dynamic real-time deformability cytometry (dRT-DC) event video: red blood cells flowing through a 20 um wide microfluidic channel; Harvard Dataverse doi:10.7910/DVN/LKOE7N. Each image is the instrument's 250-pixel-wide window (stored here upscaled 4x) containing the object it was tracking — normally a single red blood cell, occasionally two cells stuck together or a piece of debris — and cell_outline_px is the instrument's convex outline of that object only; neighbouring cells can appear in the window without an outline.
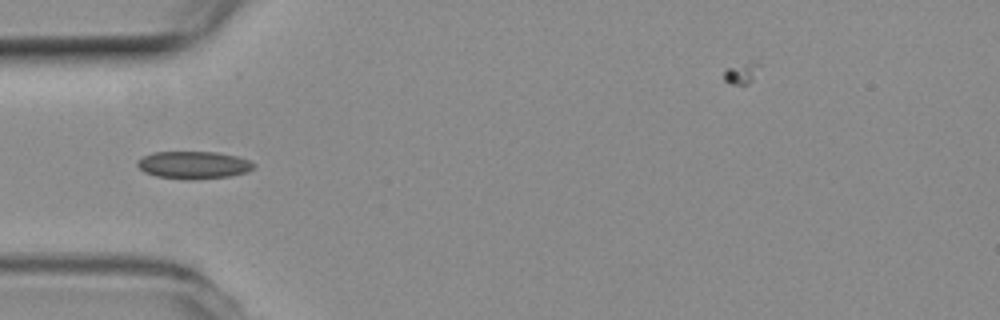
{"species": "common noctule bat (a hibernating species)", "species_latin": "Nyctalus noctula", "temperature_condition": "room temperature", "stored_images_in_passage": 30, "camera_frame_rate_fps": 3000, "um_per_image_px": 0.085, "animal": {"sex": "female", "body_mass_g": 19.3, "forearm_length_mm": 54.1}, "frame": {"image": 1, "passage_image": 1, "time_ms": 0.0, "image_size_px": [1000, 320], "cell_outline_px": [[256, 164], [252, 168], [244, 172], [228, 176], [192, 180], [188, 180], [156, 176], [144, 172], [136, 164], [136, 160], [152, 152], [216, 152], [236, 156], [248, 160]], "centroid_in_image_um": [16.4, 14.02], "position_along_channel_um": 68.6, "area_um2": 18.55}}
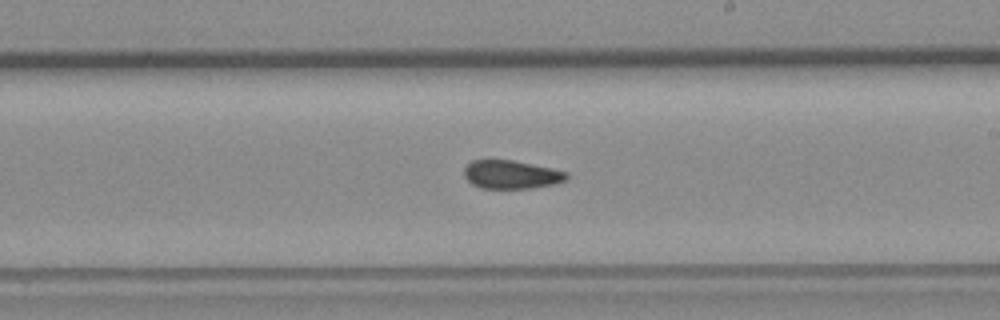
{"frame": {"image": 2, "passage_image": 15, "time_ms": 4.667, "image_size_px": [1000, 320], "cell_outline_px": [[568, 180], [556, 184], [532, 188], [480, 188], [472, 184], [464, 176], [464, 168], [472, 160], [512, 160], [552, 168], [568, 172]], "centroid_in_image_um": [43.49, 14.84], "position_along_channel_um": 245.5, "area_um2": 17.05}}
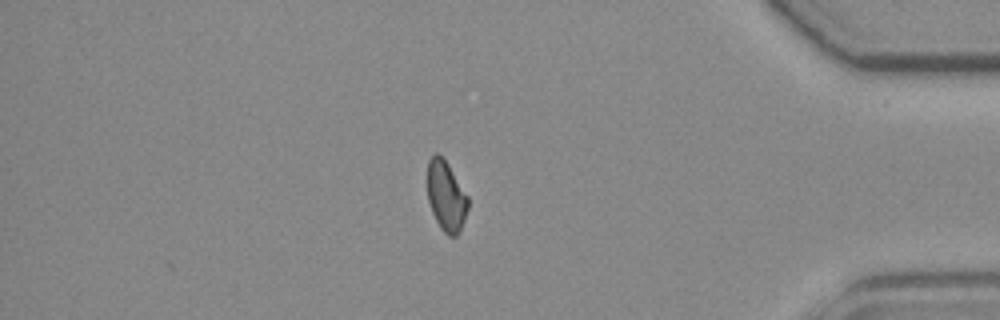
{"frame": {"image": 3, "passage_image": 30, "time_ms": 9.667, "image_size_px": [1000, 320], "cell_outline_px": [[468, 208], [460, 232], [456, 236], [448, 236], [440, 228], [432, 212], [428, 200], [428, 160], [436, 152], [448, 164], [468, 196]], "centroid_in_image_um": [37.93, 16.7], "position_along_channel_um": 397.3, "area_um2": 16.47}, "authors_computed_cell_mechanics": {"area_um2": 17.4267, "velocity_mm_per_s": 3.7861, "shape_relaxation_time_tau1_ms": null, "shape_relaxation_time_tau2_ms": 2.7093, "deformation_change_tau1": null, "deformation_change_tau2": 0.0813}}